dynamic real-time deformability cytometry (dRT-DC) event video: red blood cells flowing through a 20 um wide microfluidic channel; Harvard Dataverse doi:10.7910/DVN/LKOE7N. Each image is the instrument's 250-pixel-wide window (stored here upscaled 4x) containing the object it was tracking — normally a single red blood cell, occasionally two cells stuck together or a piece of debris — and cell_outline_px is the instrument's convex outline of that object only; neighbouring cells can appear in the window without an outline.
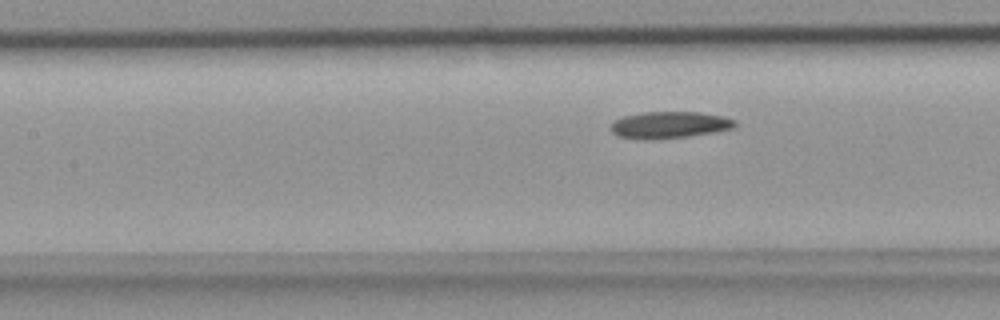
{"species": "common noctule bat (a hibernating species)", "species_latin": "Nyctalus noctula", "temperature_condition": "room temperature", "stored_images_in_passage": 4, "camera_frame_rate_fps": 3000, "um_per_image_px": 0.085, "animal": {"sex": "female", "body_mass_g": 18.4}, "frame": {"image": 1, "passage_image": 4, "time_ms": 1.0, "image_size_px": [1000, 320], "cell_outline_px": [[736, 128], [688, 136], [644, 140], [616, 136], [612, 132], [612, 124], [616, 120], [624, 116], [644, 112], [700, 112], [724, 116], [736, 120]], "centroid_in_image_um": [56.93, 10.61], "position_along_channel_um": 150.5, "area_um2": 19.31}}